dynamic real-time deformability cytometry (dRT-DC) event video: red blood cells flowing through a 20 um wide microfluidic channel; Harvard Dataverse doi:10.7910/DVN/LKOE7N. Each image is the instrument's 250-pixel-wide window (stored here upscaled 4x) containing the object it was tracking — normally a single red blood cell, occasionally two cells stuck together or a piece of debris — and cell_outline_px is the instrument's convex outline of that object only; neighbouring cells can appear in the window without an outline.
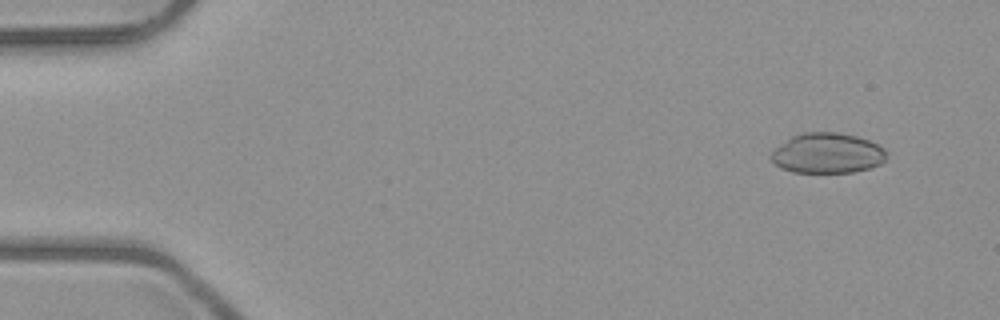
{"species": "common noctule bat (a hibernating species)", "species_latin": "Nyctalus noctula", "temperature_condition": "room temperature", "stored_images_in_passage": 4, "camera_frame_rate_fps": 3000, "um_per_image_px": 0.085, "animal": {"sex": "male", "body_mass_g": 23.1, "forearm_length_mm": 52.7}, "frame": {"image": 1, "passage_image": 1, "time_ms": 0.0, "image_size_px": [1000, 320], "cell_outline_px": [[888, 156], [880, 164], [868, 168], [852, 172], [792, 172], [780, 168], [772, 160], [772, 152], [776, 148], [792, 136], [800, 132], [836, 132], [856, 136], [868, 140], [884, 148], [888, 152]], "centroid_in_image_um": [70.35, 13.02], "position_along_channel_um": 14.7, "area_um2": 26.93}}